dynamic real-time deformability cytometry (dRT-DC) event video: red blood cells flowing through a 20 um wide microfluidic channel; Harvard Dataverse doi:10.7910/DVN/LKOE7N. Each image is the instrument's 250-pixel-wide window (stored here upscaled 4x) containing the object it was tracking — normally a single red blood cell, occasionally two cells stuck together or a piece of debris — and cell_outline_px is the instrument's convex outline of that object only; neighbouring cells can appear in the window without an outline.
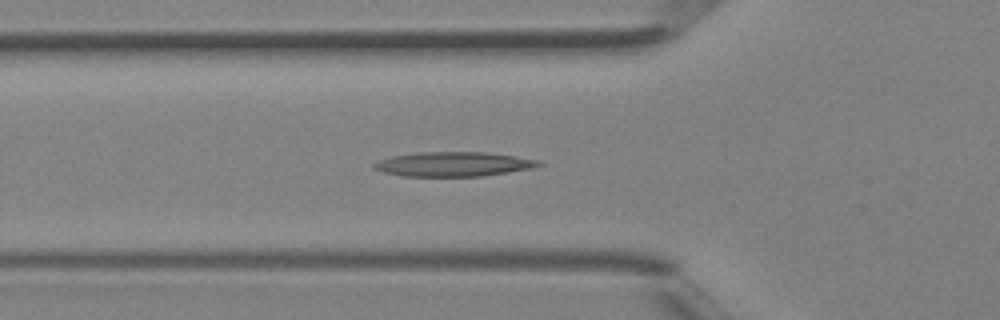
{"species": "Egyptian fruit bat (a non-hibernating species)", "species_latin": "Rousettus aegyptiacus", "temperature_condition": "room temperature", "stored_images_in_passage": 36, "camera_frame_rate_fps": 3000, "um_per_image_px": 0.085, "animal": {"sex": "female"}, "frame": {"image": 1, "passage_image": 8, "time_ms": 2.333, "image_size_px": [1000, 320], "cell_outline_px": [[544, 164], [532, 168], [508, 172], [480, 176], [400, 176], [384, 172], [372, 168], [372, 164], [380, 160], [392, 156], [420, 152], [484, 152], [540, 160]], "centroid_in_image_um": [38.52, 13.95], "position_along_channel_um": 87.3, "area_um2": 23.35}}
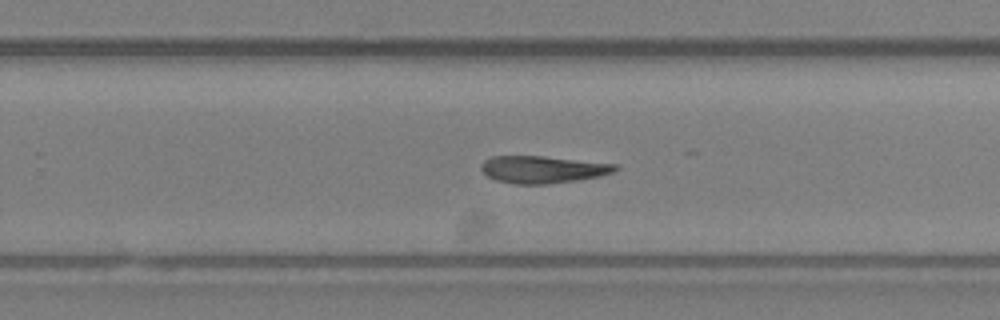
{"frame": {"image": 2, "passage_image": 20, "time_ms": 6.333, "image_size_px": [1000, 320], "cell_outline_px": [[620, 168], [612, 172], [600, 176], [576, 180], [548, 184], [512, 184], [496, 180], [488, 176], [480, 168], [480, 164], [484, 160], [492, 156], [544, 156], [620, 164]], "centroid_in_image_um": [46.15, 14.4], "position_along_channel_um": 283.7, "area_um2": 21.44}}
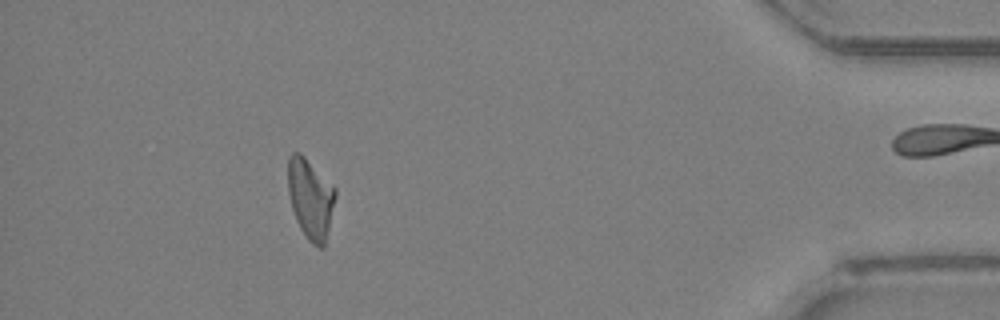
{"frame": {"image": 3, "passage_image": 31, "time_ms": 10.0, "image_size_px": [1000, 320], "cell_outline_px": [[336, 196], [324, 248], [320, 248], [312, 244], [308, 240], [300, 228], [296, 220], [292, 208], [288, 192], [288, 156], [292, 152], [300, 152], [336, 188]], "centroid_in_image_um": [26.39, 16.88], "position_along_channel_um": 408.8, "area_um2": 22.14}}